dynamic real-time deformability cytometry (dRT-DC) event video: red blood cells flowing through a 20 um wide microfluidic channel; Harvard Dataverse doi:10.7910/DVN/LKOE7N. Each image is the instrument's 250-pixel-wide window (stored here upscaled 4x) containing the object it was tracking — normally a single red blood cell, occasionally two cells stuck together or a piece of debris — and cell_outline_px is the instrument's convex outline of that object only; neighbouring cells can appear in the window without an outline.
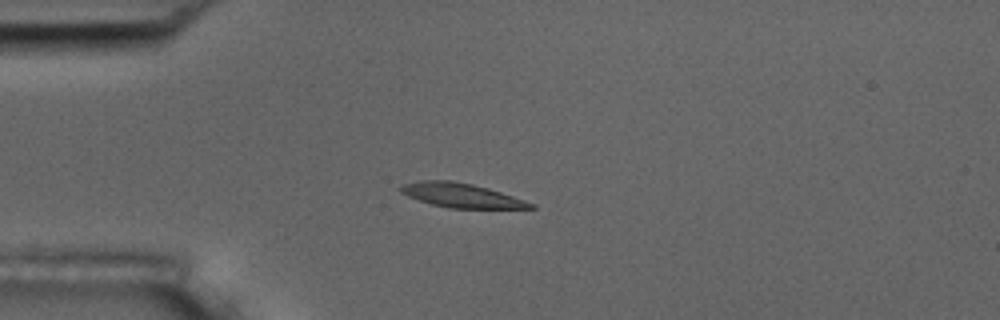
{"species": "common noctule bat (a hibernating species)", "species_latin": "Nyctalus noctula", "temperature_condition": "room temperature", "stored_images_in_passage": 6, "camera_frame_rate_fps": 3000, "um_per_image_px": 0.085, "animal": {"sex": "male", "body_mass_g": 17.5, "forearm_length_mm": 52.3}, "frame": {"image": 1, "passage_image": 4, "time_ms": 4.333, "image_size_px": [1000, 320], "cell_outline_px": [[536, 208], [448, 208], [432, 204], [408, 196], [400, 192], [396, 188], [404, 184], [420, 180], [452, 180], [472, 184], [488, 188], [536, 204]], "centroid_in_image_um": [39.18, 16.6], "position_along_channel_um": 45.8, "area_um2": 18.26}}